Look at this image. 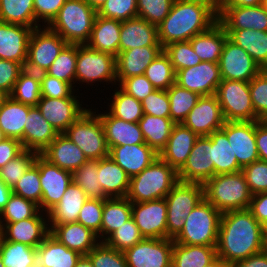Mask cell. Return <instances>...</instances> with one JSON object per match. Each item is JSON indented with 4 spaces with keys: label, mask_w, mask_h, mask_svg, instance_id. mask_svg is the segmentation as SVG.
<instances>
[{
    "label": "cell",
    "mask_w": 267,
    "mask_h": 267,
    "mask_svg": "<svg viewBox=\"0 0 267 267\" xmlns=\"http://www.w3.org/2000/svg\"><path fill=\"white\" fill-rule=\"evenodd\" d=\"M221 129L226 133L241 168L259 160L255 121H225Z\"/></svg>",
    "instance_id": "obj_19"
},
{
    "label": "cell",
    "mask_w": 267,
    "mask_h": 267,
    "mask_svg": "<svg viewBox=\"0 0 267 267\" xmlns=\"http://www.w3.org/2000/svg\"><path fill=\"white\" fill-rule=\"evenodd\" d=\"M173 239L144 238L123 253L127 267H171Z\"/></svg>",
    "instance_id": "obj_12"
},
{
    "label": "cell",
    "mask_w": 267,
    "mask_h": 267,
    "mask_svg": "<svg viewBox=\"0 0 267 267\" xmlns=\"http://www.w3.org/2000/svg\"><path fill=\"white\" fill-rule=\"evenodd\" d=\"M97 176L109 198L127 196L130 177L110 156L98 160Z\"/></svg>",
    "instance_id": "obj_35"
},
{
    "label": "cell",
    "mask_w": 267,
    "mask_h": 267,
    "mask_svg": "<svg viewBox=\"0 0 267 267\" xmlns=\"http://www.w3.org/2000/svg\"><path fill=\"white\" fill-rule=\"evenodd\" d=\"M204 198L201 183L179 181L166 195L167 238L174 239L183 229L185 218Z\"/></svg>",
    "instance_id": "obj_9"
},
{
    "label": "cell",
    "mask_w": 267,
    "mask_h": 267,
    "mask_svg": "<svg viewBox=\"0 0 267 267\" xmlns=\"http://www.w3.org/2000/svg\"><path fill=\"white\" fill-rule=\"evenodd\" d=\"M96 16L97 11L85 0H66L48 27L67 43L86 44Z\"/></svg>",
    "instance_id": "obj_4"
},
{
    "label": "cell",
    "mask_w": 267,
    "mask_h": 267,
    "mask_svg": "<svg viewBox=\"0 0 267 267\" xmlns=\"http://www.w3.org/2000/svg\"><path fill=\"white\" fill-rule=\"evenodd\" d=\"M217 257L216 246L173 242L171 267H204Z\"/></svg>",
    "instance_id": "obj_41"
},
{
    "label": "cell",
    "mask_w": 267,
    "mask_h": 267,
    "mask_svg": "<svg viewBox=\"0 0 267 267\" xmlns=\"http://www.w3.org/2000/svg\"><path fill=\"white\" fill-rule=\"evenodd\" d=\"M228 38L244 49L262 68L267 69V31L225 30Z\"/></svg>",
    "instance_id": "obj_38"
},
{
    "label": "cell",
    "mask_w": 267,
    "mask_h": 267,
    "mask_svg": "<svg viewBox=\"0 0 267 267\" xmlns=\"http://www.w3.org/2000/svg\"><path fill=\"white\" fill-rule=\"evenodd\" d=\"M87 199L85 192L78 185L71 183L61 201L47 213L49 225L77 222L80 210Z\"/></svg>",
    "instance_id": "obj_34"
},
{
    "label": "cell",
    "mask_w": 267,
    "mask_h": 267,
    "mask_svg": "<svg viewBox=\"0 0 267 267\" xmlns=\"http://www.w3.org/2000/svg\"><path fill=\"white\" fill-rule=\"evenodd\" d=\"M57 135V131L42 116L39 108L29 105L23 132L24 150H32L40 154Z\"/></svg>",
    "instance_id": "obj_29"
},
{
    "label": "cell",
    "mask_w": 267,
    "mask_h": 267,
    "mask_svg": "<svg viewBox=\"0 0 267 267\" xmlns=\"http://www.w3.org/2000/svg\"><path fill=\"white\" fill-rule=\"evenodd\" d=\"M32 31L30 27L0 21V59L18 62L25 67Z\"/></svg>",
    "instance_id": "obj_22"
},
{
    "label": "cell",
    "mask_w": 267,
    "mask_h": 267,
    "mask_svg": "<svg viewBox=\"0 0 267 267\" xmlns=\"http://www.w3.org/2000/svg\"><path fill=\"white\" fill-rule=\"evenodd\" d=\"M222 80L250 82L263 69L241 47L226 39L219 60Z\"/></svg>",
    "instance_id": "obj_15"
},
{
    "label": "cell",
    "mask_w": 267,
    "mask_h": 267,
    "mask_svg": "<svg viewBox=\"0 0 267 267\" xmlns=\"http://www.w3.org/2000/svg\"><path fill=\"white\" fill-rule=\"evenodd\" d=\"M229 267H267V254L260 252L248 258L233 262Z\"/></svg>",
    "instance_id": "obj_70"
},
{
    "label": "cell",
    "mask_w": 267,
    "mask_h": 267,
    "mask_svg": "<svg viewBox=\"0 0 267 267\" xmlns=\"http://www.w3.org/2000/svg\"><path fill=\"white\" fill-rule=\"evenodd\" d=\"M262 252L267 254V228L263 229Z\"/></svg>",
    "instance_id": "obj_77"
},
{
    "label": "cell",
    "mask_w": 267,
    "mask_h": 267,
    "mask_svg": "<svg viewBox=\"0 0 267 267\" xmlns=\"http://www.w3.org/2000/svg\"><path fill=\"white\" fill-rule=\"evenodd\" d=\"M121 21L97 15L89 41L90 48L116 57L119 54Z\"/></svg>",
    "instance_id": "obj_32"
},
{
    "label": "cell",
    "mask_w": 267,
    "mask_h": 267,
    "mask_svg": "<svg viewBox=\"0 0 267 267\" xmlns=\"http://www.w3.org/2000/svg\"><path fill=\"white\" fill-rule=\"evenodd\" d=\"M7 137L5 136L4 132L0 128V142L4 141Z\"/></svg>",
    "instance_id": "obj_79"
},
{
    "label": "cell",
    "mask_w": 267,
    "mask_h": 267,
    "mask_svg": "<svg viewBox=\"0 0 267 267\" xmlns=\"http://www.w3.org/2000/svg\"><path fill=\"white\" fill-rule=\"evenodd\" d=\"M144 75L156 89L167 90L175 83L176 72L169 57L162 51L145 69Z\"/></svg>",
    "instance_id": "obj_50"
},
{
    "label": "cell",
    "mask_w": 267,
    "mask_h": 267,
    "mask_svg": "<svg viewBox=\"0 0 267 267\" xmlns=\"http://www.w3.org/2000/svg\"><path fill=\"white\" fill-rule=\"evenodd\" d=\"M255 139L259 160L267 162V120L255 121Z\"/></svg>",
    "instance_id": "obj_69"
},
{
    "label": "cell",
    "mask_w": 267,
    "mask_h": 267,
    "mask_svg": "<svg viewBox=\"0 0 267 267\" xmlns=\"http://www.w3.org/2000/svg\"><path fill=\"white\" fill-rule=\"evenodd\" d=\"M162 51V46H146L120 52L115 57L117 85L131 76L144 75L145 69Z\"/></svg>",
    "instance_id": "obj_25"
},
{
    "label": "cell",
    "mask_w": 267,
    "mask_h": 267,
    "mask_svg": "<svg viewBox=\"0 0 267 267\" xmlns=\"http://www.w3.org/2000/svg\"><path fill=\"white\" fill-rule=\"evenodd\" d=\"M40 154L50 163L71 173L88 160L83 151L64 133L58 134Z\"/></svg>",
    "instance_id": "obj_30"
},
{
    "label": "cell",
    "mask_w": 267,
    "mask_h": 267,
    "mask_svg": "<svg viewBox=\"0 0 267 267\" xmlns=\"http://www.w3.org/2000/svg\"><path fill=\"white\" fill-rule=\"evenodd\" d=\"M40 87L41 96L48 98H66L76 90L69 83L50 76L45 72L40 73Z\"/></svg>",
    "instance_id": "obj_63"
},
{
    "label": "cell",
    "mask_w": 267,
    "mask_h": 267,
    "mask_svg": "<svg viewBox=\"0 0 267 267\" xmlns=\"http://www.w3.org/2000/svg\"><path fill=\"white\" fill-rule=\"evenodd\" d=\"M118 86L139 101H142L156 90L145 75L126 78Z\"/></svg>",
    "instance_id": "obj_64"
},
{
    "label": "cell",
    "mask_w": 267,
    "mask_h": 267,
    "mask_svg": "<svg viewBox=\"0 0 267 267\" xmlns=\"http://www.w3.org/2000/svg\"><path fill=\"white\" fill-rule=\"evenodd\" d=\"M0 21L36 28L34 0H0Z\"/></svg>",
    "instance_id": "obj_44"
},
{
    "label": "cell",
    "mask_w": 267,
    "mask_h": 267,
    "mask_svg": "<svg viewBox=\"0 0 267 267\" xmlns=\"http://www.w3.org/2000/svg\"><path fill=\"white\" fill-rule=\"evenodd\" d=\"M211 158V139L209 136L199 137L193 146L186 163L178 171V179L182 182L204 184L214 176V163Z\"/></svg>",
    "instance_id": "obj_21"
},
{
    "label": "cell",
    "mask_w": 267,
    "mask_h": 267,
    "mask_svg": "<svg viewBox=\"0 0 267 267\" xmlns=\"http://www.w3.org/2000/svg\"><path fill=\"white\" fill-rule=\"evenodd\" d=\"M227 38L228 34L225 32L224 27L217 22L210 29L195 35L189 41L201 61L219 63Z\"/></svg>",
    "instance_id": "obj_36"
},
{
    "label": "cell",
    "mask_w": 267,
    "mask_h": 267,
    "mask_svg": "<svg viewBox=\"0 0 267 267\" xmlns=\"http://www.w3.org/2000/svg\"><path fill=\"white\" fill-rule=\"evenodd\" d=\"M96 11L105 3L106 0H85Z\"/></svg>",
    "instance_id": "obj_76"
},
{
    "label": "cell",
    "mask_w": 267,
    "mask_h": 267,
    "mask_svg": "<svg viewBox=\"0 0 267 267\" xmlns=\"http://www.w3.org/2000/svg\"><path fill=\"white\" fill-rule=\"evenodd\" d=\"M103 200L88 198L80 210L77 222L97 234L101 242Z\"/></svg>",
    "instance_id": "obj_60"
},
{
    "label": "cell",
    "mask_w": 267,
    "mask_h": 267,
    "mask_svg": "<svg viewBox=\"0 0 267 267\" xmlns=\"http://www.w3.org/2000/svg\"><path fill=\"white\" fill-rule=\"evenodd\" d=\"M98 160H87L78 169L72 172V183L78 185L88 198L106 200L105 194L99 183Z\"/></svg>",
    "instance_id": "obj_46"
},
{
    "label": "cell",
    "mask_w": 267,
    "mask_h": 267,
    "mask_svg": "<svg viewBox=\"0 0 267 267\" xmlns=\"http://www.w3.org/2000/svg\"><path fill=\"white\" fill-rule=\"evenodd\" d=\"M167 94L170 101V118L175 124L182 123L201 97L198 93L182 88L174 83Z\"/></svg>",
    "instance_id": "obj_48"
},
{
    "label": "cell",
    "mask_w": 267,
    "mask_h": 267,
    "mask_svg": "<svg viewBox=\"0 0 267 267\" xmlns=\"http://www.w3.org/2000/svg\"><path fill=\"white\" fill-rule=\"evenodd\" d=\"M79 82V83H78ZM117 85L116 58L108 53L94 50L87 44H77L76 83L89 87L95 83ZM106 82V83H104ZM94 83V84H93Z\"/></svg>",
    "instance_id": "obj_7"
},
{
    "label": "cell",
    "mask_w": 267,
    "mask_h": 267,
    "mask_svg": "<svg viewBox=\"0 0 267 267\" xmlns=\"http://www.w3.org/2000/svg\"><path fill=\"white\" fill-rule=\"evenodd\" d=\"M143 239L144 237L131 217L121 227L115 230L104 242L108 246L124 252L126 249L134 246Z\"/></svg>",
    "instance_id": "obj_55"
},
{
    "label": "cell",
    "mask_w": 267,
    "mask_h": 267,
    "mask_svg": "<svg viewBox=\"0 0 267 267\" xmlns=\"http://www.w3.org/2000/svg\"><path fill=\"white\" fill-rule=\"evenodd\" d=\"M251 101L256 116L267 120V69H263L250 82Z\"/></svg>",
    "instance_id": "obj_59"
},
{
    "label": "cell",
    "mask_w": 267,
    "mask_h": 267,
    "mask_svg": "<svg viewBox=\"0 0 267 267\" xmlns=\"http://www.w3.org/2000/svg\"><path fill=\"white\" fill-rule=\"evenodd\" d=\"M252 195L267 192V162L257 160L241 169Z\"/></svg>",
    "instance_id": "obj_61"
},
{
    "label": "cell",
    "mask_w": 267,
    "mask_h": 267,
    "mask_svg": "<svg viewBox=\"0 0 267 267\" xmlns=\"http://www.w3.org/2000/svg\"><path fill=\"white\" fill-rule=\"evenodd\" d=\"M97 15L121 22L138 17L137 0H106Z\"/></svg>",
    "instance_id": "obj_58"
},
{
    "label": "cell",
    "mask_w": 267,
    "mask_h": 267,
    "mask_svg": "<svg viewBox=\"0 0 267 267\" xmlns=\"http://www.w3.org/2000/svg\"><path fill=\"white\" fill-rule=\"evenodd\" d=\"M38 154L32 150H24L0 169V178L12 189L22 175L34 164Z\"/></svg>",
    "instance_id": "obj_52"
},
{
    "label": "cell",
    "mask_w": 267,
    "mask_h": 267,
    "mask_svg": "<svg viewBox=\"0 0 267 267\" xmlns=\"http://www.w3.org/2000/svg\"><path fill=\"white\" fill-rule=\"evenodd\" d=\"M65 1L66 0H34L36 28L48 26L57 16Z\"/></svg>",
    "instance_id": "obj_65"
},
{
    "label": "cell",
    "mask_w": 267,
    "mask_h": 267,
    "mask_svg": "<svg viewBox=\"0 0 267 267\" xmlns=\"http://www.w3.org/2000/svg\"><path fill=\"white\" fill-rule=\"evenodd\" d=\"M3 240L37 248L50 234L48 214L38 211L32 218L19 222H1Z\"/></svg>",
    "instance_id": "obj_20"
},
{
    "label": "cell",
    "mask_w": 267,
    "mask_h": 267,
    "mask_svg": "<svg viewBox=\"0 0 267 267\" xmlns=\"http://www.w3.org/2000/svg\"><path fill=\"white\" fill-rule=\"evenodd\" d=\"M175 0H137L138 17L159 26L169 15Z\"/></svg>",
    "instance_id": "obj_57"
},
{
    "label": "cell",
    "mask_w": 267,
    "mask_h": 267,
    "mask_svg": "<svg viewBox=\"0 0 267 267\" xmlns=\"http://www.w3.org/2000/svg\"><path fill=\"white\" fill-rule=\"evenodd\" d=\"M211 139V160L214 163V176L241 171L237 158L230 146L226 133L216 130L209 135Z\"/></svg>",
    "instance_id": "obj_39"
},
{
    "label": "cell",
    "mask_w": 267,
    "mask_h": 267,
    "mask_svg": "<svg viewBox=\"0 0 267 267\" xmlns=\"http://www.w3.org/2000/svg\"><path fill=\"white\" fill-rule=\"evenodd\" d=\"M222 81L219 63L202 61L196 66L176 71L175 83L200 96L214 95Z\"/></svg>",
    "instance_id": "obj_17"
},
{
    "label": "cell",
    "mask_w": 267,
    "mask_h": 267,
    "mask_svg": "<svg viewBox=\"0 0 267 267\" xmlns=\"http://www.w3.org/2000/svg\"><path fill=\"white\" fill-rule=\"evenodd\" d=\"M7 96L8 95H6L3 91L0 90V107Z\"/></svg>",
    "instance_id": "obj_78"
},
{
    "label": "cell",
    "mask_w": 267,
    "mask_h": 267,
    "mask_svg": "<svg viewBox=\"0 0 267 267\" xmlns=\"http://www.w3.org/2000/svg\"><path fill=\"white\" fill-rule=\"evenodd\" d=\"M78 91L75 90L66 98L41 97L37 107L42 116L51 124L58 134L64 133L66 129L76 121L89 105L82 107ZM81 102V103H80Z\"/></svg>",
    "instance_id": "obj_14"
},
{
    "label": "cell",
    "mask_w": 267,
    "mask_h": 267,
    "mask_svg": "<svg viewBox=\"0 0 267 267\" xmlns=\"http://www.w3.org/2000/svg\"><path fill=\"white\" fill-rule=\"evenodd\" d=\"M218 22L217 11L204 0H175L169 15L158 26L161 46L189 41Z\"/></svg>",
    "instance_id": "obj_2"
},
{
    "label": "cell",
    "mask_w": 267,
    "mask_h": 267,
    "mask_svg": "<svg viewBox=\"0 0 267 267\" xmlns=\"http://www.w3.org/2000/svg\"><path fill=\"white\" fill-rule=\"evenodd\" d=\"M176 71L199 64L201 59L196 55L190 41L174 42L163 48Z\"/></svg>",
    "instance_id": "obj_54"
},
{
    "label": "cell",
    "mask_w": 267,
    "mask_h": 267,
    "mask_svg": "<svg viewBox=\"0 0 267 267\" xmlns=\"http://www.w3.org/2000/svg\"><path fill=\"white\" fill-rule=\"evenodd\" d=\"M76 65L77 44L68 43L45 73L69 83L75 89Z\"/></svg>",
    "instance_id": "obj_49"
},
{
    "label": "cell",
    "mask_w": 267,
    "mask_h": 267,
    "mask_svg": "<svg viewBox=\"0 0 267 267\" xmlns=\"http://www.w3.org/2000/svg\"><path fill=\"white\" fill-rule=\"evenodd\" d=\"M50 234L68 249L87 255L100 241L96 233L78 222L49 225Z\"/></svg>",
    "instance_id": "obj_31"
},
{
    "label": "cell",
    "mask_w": 267,
    "mask_h": 267,
    "mask_svg": "<svg viewBox=\"0 0 267 267\" xmlns=\"http://www.w3.org/2000/svg\"><path fill=\"white\" fill-rule=\"evenodd\" d=\"M23 69L18 62L0 59V90L9 95Z\"/></svg>",
    "instance_id": "obj_66"
},
{
    "label": "cell",
    "mask_w": 267,
    "mask_h": 267,
    "mask_svg": "<svg viewBox=\"0 0 267 267\" xmlns=\"http://www.w3.org/2000/svg\"><path fill=\"white\" fill-rule=\"evenodd\" d=\"M112 97L107 100V111L114 117L126 122H138L144 115L141 101L115 86ZM110 104V105H109Z\"/></svg>",
    "instance_id": "obj_43"
},
{
    "label": "cell",
    "mask_w": 267,
    "mask_h": 267,
    "mask_svg": "<svg viewBox=\"0 0 267 267\" xmlns=\"http://www.w3.org/2000/svg\"><path fill=\"white\" fill-rule=\"evenodd\" d=\"M215 95L225 121L260 120L252 105L249 82L222 80Z\"/></svg>",
    "instance_id": "obj_10"
},
{
    "label": "cell",
    "mask_w": 267,
    "mask_h": 267,
    "mask_svg": "<svg viewBox=\"0 0 267 267\" xmlns=\"http://www.w3.org/2000/svg\"><path fill=\"white\" fill-rule=\"evenodd\" d=\"M2 240H3V226H2V224L0 222V246H1Z\"/></svg>",
    "instance_id": "obj_80"
},
{
    "label": "cell",
    "mask_w": 267,
    "mask_h": 267,
    "mask_svg": "<svg viewBox=\"0 0 267 267\" xmlns=\"http://www.w3.org/2000/svg\"><path fill=\"white\" fill-rule=\"evenodd\" d=\"M11 194L12 189L0 178V212L5 208Z\"/></svg>",
    "instance_id": "obj_72"
},
{
    "label": "cell",
    "mask_w": 267,
    "mask_h": 267,
    "mask_svg": "<svg viewBox=\"0 0 267 267\" xmlns=\"http://www.w3.org/2000/svg\"><path fill=\"white\" fill-rule=\"evenodd\" d=\"M263 229L248 209L222 213L217 256L231 264L262 252Z\"/></svg>",
    "instance_id": "obj_1"
},
{
    "label": "cell",
    "mask_w": 267,
    "mask_h": 267,
    "mask_svg": "<svg viewBox=\"0 0 267 267\" xmlns=\"http://www.w3.org/2000/svg\"><path fill=\"white\" fill-rule=\"evenodd\" d=\"M12 193L33 201L41 211L42 188L39 168L33 164L12 188Z\"/></svg>",
    "instance_id": "obj_53"
},
{
    "label": "cell",
    "mask_w": 267,
    "mask_h": 267,
    "mask_svg": "<svg viewBox=\"0 0 267 267\" xmlns=\"http://www.w3.org/2000/svg\"><path fill=\"white\" fill-rule=\"evenodd\" d=\"M38 211L39 207L33 201L12 193L0 212V222H19L32 218Z\"/></svg>",
    "instance_id": "obj_51"
},
{
    "label": "cell",
    "mask_w": 267,
    "mask_h": 267,
    "mask_svg": "<svg viewBox=\"0 0 267 267\" xmlns=\"http://www.w3.org/2000/svg\"><path fill=\"white\" fill-rule=\"evenodd\" d=\"M210 4L216 11L227 1V0H204Z\"/></svg>",
    "instance_id": "obj_75"
},
{
    "label": "cell",
    "mask_w": 267,
    "mask_h": 267,
    "mask_svg": "<svg viewBox=\"0 0 267 267\" xmlns=\"http://www.w3.org/2000/svg\"><path fill=\"white\" fill-rule=\"evenodd\" d=\"M132 216L131 202L126 197H112L103 200L101 242Z\"/></svg>",
    "instance_id": "obj_40"
},
{
    "label": "cell",
    "mask_w": 267,
    "mask_h": 267,
    "mask_svg": "<svg viewBox=\"0 0 267 267\" xmlns=\"http://www.w3.org/2000/svg\"><path fill=\"white\" fill-rule=\"evenodd\" d=\"M248 210L264 228H267V192L252 195Z\"/></svg>",
    "instance_id": "obj_67"
},
{
    "label": "cell",
    "mask_w": 267,
    "mask_h": 267,
    "mask_svg": "<svg viewBox=\"0 0 267 267\" xmlns=\"http://www.w3.org/2000/svg\"><path fill=\"white\" fill-rule=\"evenodd\" d=\"M218 22L225 30L267 31V10L262 4L252 7H226L218 15Z\"/></svg>",
    "instance_id": "obj_24"
},
{
    "label": "cell",
    "mask_w": 267,
    "mask_h": 267,
    "mask_svg": "<svg viewBox=\"0 0 267 267\" xmlns=\"http://www.w3.org/2000/svg\"><path fill=\"white\" fill-rule=\"evenodd\" d=\"M178 182V172L157 157L147 168L130 178L126 198L131 203L165 198Z\"/></svg>",
    "instance_id": "obj_3"
},
{
    "label": "cell",
    "mask_w": 267,
    "mask_h": 267,
    "mask_svg": "<svg viewBox=\"0 0 267 267\" xmlns=\"http://www.w3.org/2000/svg\"><path fill=\"white\" fill-rule=\"evenodd\" d=\"M0 253L4 267H37L36 248L2 240Z\"/></svg>",
    "instance_id": "obj_47"
},
{
    "label": "cell",
    "mask_w": 267,
    "mask_h": 267,
    "mask_svg": "<svg viewBox=\"0 0 267 267\" xmlns=\"http://www.w3.org/2000/svg\"><path fill=\"white\" fill-rule=\"evenodd\" d=\"M37 267H75L82 256L49 234L36 248Z\"/></svg>",
    "instance_id": "obj_33"
},
{
    "label": "cell",
    "mask_w": 267,
    "mask_h": 267,
    "mask_svg": "<svg viewBox=\"0 0 267 267\" xmlns=\"http://www.w3.org/2000/svg\"><path fill=\"white\" fill-rule=\"evenodd\" d=\"M145 143L158 154L166 146L175 123L171 118L145 114L138 121Z\"/></svg>",
    "instance_id": "obj_42"
},
{
    "label": "cell",
    "mask_w": 267,
    "mask_h": 267,
    "mask_svg": "<svg viewBox=\"0 0 267 267\" xmlns=\"http://www.w3.org/2000/svg\"><path fill=\"white\" fill-rule=\"evenodd\" d=\"M24 151L21 141L14 138H6L0 142V169L9 161L15 159Z\"/></svg>",
    "instance_id": "obj_68"
},
{
    "label": "cell",
    "mask_w": 267,
    "mask_h": 267,
    "mask_svg": "<svg viewBox=\"0 0 267 267\" xmlns=\"http://www.w3.org/2000/svg\"><path fill=\"white\" fill-rule=\"evenodd\" d=\"M109 156L131 178L147 168L159 154L146 143L112 146Z\"/></svg>",
    "instance_id": "obj_23"
},
{
    "label": "cell",
    "mask_w": 267,
    "mask_h": 267,
    "mask_svg": "<svg viewBox=\"0 0 267 267\" xmlns=\"http://www.w3.org/2000/svg\"><path fill=\"white\" fill-rule=\"evenodd\" d=\"M141 104L145 114L170 118V101L167 90L156 89L143 99Z\"/></svg>",
    "instance_id": "obj_62"
},
{
    "label": "cell",
    "mask_w": 267,
    "mask_h": 267,
    "mask_svg": "<svg viewBox=\"0 0 267 267\" xmlns=\"http://www.w3.org/2000/svg\"><path fill=\"white\" fill-rule=\"evenodd\" d=\"M102 123L108 149L112 146L135 145L145 143L138 122H126L112 116L107 110L104 113L93 109Z\"/></svg>",
    "instance_id": "obj_26"
},
{
    "label": "cell",
    "mask_w": 267,
    "mask_h": 267,
    "mask_svg": "<svg viewBox=\"0 0 267 267\" xmlns=\"http://www.w3.org/2000/svg\"><path fill=\"white\" fill-rule=\"evenodd\" d=\"M34 164L39 168L40 184L42 188L41 211L48 213L61 198L72 183V174L50 163L38 154Z\"/></svg>",
    "instance_id": "obj_13"
},
{
    "label": "cell",
    "mask_w": 267,
    "mask_h": 267,
    "mask_svg": "<svg viewBox=\"0 0 267 267\" xmlns=\"http://www.w3.org/2000/svg\"><path fill=\"white\" fill-rule=\"evenodd\" d=\"M199 136L182 123L173 126L166 146L160 151L159 157L177 172L184 166Z\"/></svg>",
    "instance_id": "obj_27"
},
{
    "label": "cell",
    "mask_w": 267,
    "mask_h": 267,
    "mask_svg": "<svg viewBox=\"0 0 267 267\" xmlns=\"http://www.w3.org/2000/svg\"><path fill=\"white\" fill-rule=\"evenodd\" d=\"M132 218L144 238H167V205L165 198L131 203Z\"/></svg>",
    "instance_id": "obj_16"
},
{
    "label": "cell",
    "mask_w": 267,
    "mask_h": 267,
    "mask_svg": "<svg viewBox=\"0 0 267 267\" xmlns=\"http://www.w3.org/2000/svg\"><path fill=\"white\" fill-rule=\"evenodd\" d=\"M203 187L204 198L221 213L249 207L252 194L241 171L215 175Z\"/></svg>",
    "instance_id": "obj_5"
},
{
    "label": "cell",
    "mask_w": 267,
    "mask_h": 267,
    "mask_svg": "<svg viewBox=\"0 0 267 267\" xmlns=\"http://www.w3.org/2000/svg\"><path fill=\"white\" fill-rule=\"evenodd\" d=\"M75 267H93V264L87 255H82Z\"/></svg>",
    "instance_id": "obj_74"
},
{
    "label": "cell",
    "mask_w": 267,
    "mask_h": 267,
    "mask_svg": "<svg viewBox=\"0 0 267 267\" xmlns=\"http://www.w3.org/2000/svg\"><path fill=\"white\" fill-rule=\"evenodd\" d=\"M221 215L203 198L185 218L183 229L173 241L186 245L217 246Z\"/></svg>",
    "instance_id": "obj_6"
},
{
    "label": "cell",
    "mask_w": 267,
    "mask_h": 267,
    "mask_svg": "<svg viewBox=\"0 0 267 267\" xmlns=\"http://www.w3.org/2000/svg\"><path fill=\"white\" fill-rule=\"evenodd\" d=\"M146 46H161L158 39V26L140 17L122 21L119 53Z\"/></svg>",
    "instance_id": "obj_28"
},
{
    "label": "cell",
    "mask_w": 267,
    "mask_h": 267,
    "mask_svg": "<svg viewBox=\"0 0 267 267\" xmlns=\"http://www.w3.org/2000/svg\"><path fill=\"white\" fill-rule=\"evenodd\" d=\"M87 256L93 267H127L124 253L108 246L105 242H99Z\"/></svg>",
    "instance_id": "obj_56"
},
{
    "label": "cell",
    "mask_w": 267,
    "mask_h": 267,
    "mask_svg": "<svg viewBox=\"0 0 267 267\" xmlns=\"http://www.w3.org/2000/svg\"><path fill=\"white\" fill-rule=\"evenodd\" d=\"M28 113L29 105L15 101L9 95L0 107V128L7 138L20 140L22 146L24 125Z\"/></svg>",
    "instance_id": "obj_37"
},
{
    "label": "cell",
    "mask_w": 267,
    "mask_h": 267,
    "mask_svg": "<svg viewBox=\"0 0 267 267\" xmlns=\"http://www.w3.org/2000/svg\"><path fill=\"white\" fill-rule=\"evenodd\" d=\"M9 96L20 103L37 106L42 97L40 73L31 72L24 68L20 72Z\"/></svg>",
    "instance_id": "obj_45"
},
{
    "label": "cell",
    "mask_w": 267,
    "mask_h": 267,
    "mask_svg": "<svg viewBox=\"0 0 267 267\" xmlns=\"http://www.w3.org/2000/svg\"><path fill=\"white\" fill-rule=\"evenodd\" d=\"M224 123L221 106L215 94L201 96L182 122L185 127L199 137L209 136L214 131L221 129Z\"/></svg>",
    "instance_id": "obj_18"
},
{
    "label": "cell",
    "mask_w": 267,
    "mask_h": 267,
    "mask_svg": "<svg viewBox=\"0 0 267 267\" xmlns=\"http://www.w3.org/2000/svg\"><path fill=\"white\" fill-rule=\"evenodd\" d=\"M263 3V0H227L218 10L219 15L226 7H252Z\"/></svg>",
    "instance_id": "obj_71"
},
{
    "label": "cell",
    "mask_w": 267,
    "mask_h": 267,
    "mask_svg": "<svg viewBox=\"0 0 267 267\" xmlns=\"http://www.w3.org/2000/svg\"><path fill=\"white\" fill-rule=\"evenodd\" d=\"M64 134L83 151L88 160L109 156L99 115L90 108L74 121Z\"/></svg>",
    "instance_id": "obj_8"
},
{
    "label": "cell",
    "mask_w": 267,
    "mask_h": 267,
    "mask_svg": "<svg viewBox=\"0 0 267 267\" xmlns=\"http://www.w3.org/2000/svg\"><path fill=\"white\" fill-rule=\"evenodd\" d=\"M204 267H229V264L225 262L222 258L217 256L208 265H205Z\"/></svg>",
    "instance_id": "obj_73"
},
{
    "label": "cell",
    "mask_w": 267,
    "mask_h": 267,
    "mask_svg": "<svg viewBox=\"0 0 267 267\" xmlns=\"http://www.w3.org/2000/svg\"><path fill=\"white\" fill-rule=\"evenodd\" d=\"M68 43L48 26L34 28L28 43L25 69L44 73Z\"/></svg>",
    "instance_id": "obj_11"
}]
</instances>
